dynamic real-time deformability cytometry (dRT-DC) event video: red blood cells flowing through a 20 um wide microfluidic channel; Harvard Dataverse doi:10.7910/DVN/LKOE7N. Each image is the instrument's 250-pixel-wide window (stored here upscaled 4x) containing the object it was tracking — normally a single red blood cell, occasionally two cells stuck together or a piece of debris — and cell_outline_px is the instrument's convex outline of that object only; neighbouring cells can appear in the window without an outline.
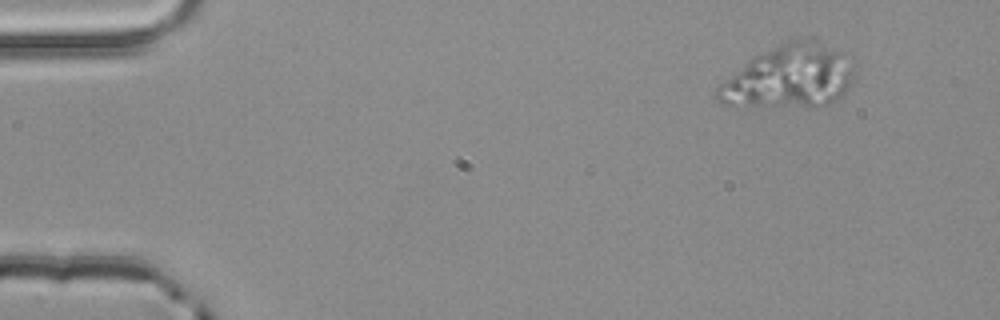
{"species": "common noctule bat (a hibernating species)", "species_latin": "Nyctalus noctula", "temperature_condition": "room temperature", "stored_images_in_passage": 5, "camera_frame_rate_fps": 3000, "um_per_image_px": 0.085, "animal": {"sex": "male", "body_mass_g": 20.4}, "frame": {"image": 1, "passage_image": 1, "time_ms": 0.0, "image_size_px": [1000, 320], "cell_outline_px": [[856, 76], [848, 88], [836, 100], [828, 104], [816, 108], [812, 108], [724, 104], [716, 100], [716, 88], [720, 84], [748, 60], [796, 36], [804, 36], [840, 52], [856, 64]], "centroid_in_image_um": [67.16, 6.53], "position_along_channel_um": 17.8, "area_um2": 50.46}}
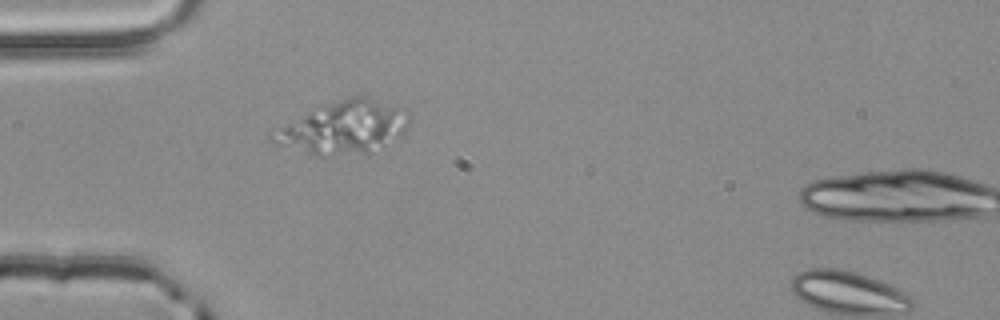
{"frame": {"image": 2, "passage_image": 3, "time_ms": 0.667, "image_size_px": [1000, 320], "cell_outline_px": [[408, 124], [404, 136], [368, 152], [324, 156], [320, 156], [280, 144], [268, 140], [268, 132], [320, 104], [352, 96], [368, 96], [408, 108]], "centroid_in_image_um": [29.23, 10.79], "position_along_channel_um": 55.8, "area_um2": 42.31}}